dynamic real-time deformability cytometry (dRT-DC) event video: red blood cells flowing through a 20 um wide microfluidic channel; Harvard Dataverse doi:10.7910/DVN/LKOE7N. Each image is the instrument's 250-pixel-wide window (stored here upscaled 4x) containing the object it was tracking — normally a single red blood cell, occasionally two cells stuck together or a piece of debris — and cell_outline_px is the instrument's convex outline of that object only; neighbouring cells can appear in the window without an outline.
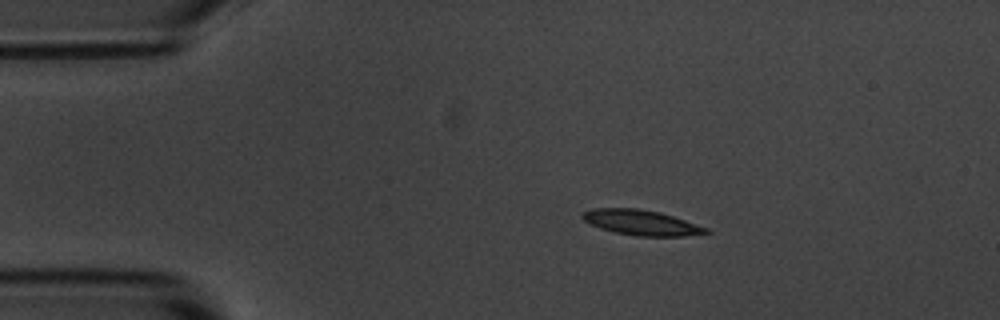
{"species": "common noctule bat (a hibernating species)", "species_latin": "Nyctalus noctula", "temperature_condition": "room temperature", "stored_images_in_passage": 4, "camera_frame_rate_fps": 3000, "um_per_image_px": 0.085, "animal": {"sex": "male", "body_mass_g": 20.1, "forearm_length_mm": 53.5}, "frame": {"image": 1, "passage_image": 2, "time_ms": 1.333, "image_size_px": [1000, 320], "cell_outline_px": [[712, 232], [684, 236], [636, 236], [616, 232], [600, 228], [584, 220], [580, 216], [584, 212], [592, 208], [636, 208], [660, 212], [708, 228]], "centroid_in_image_um": [54.51, 18.92], "position_along_channel_um": 30.5, "area_um2": 17.98}}
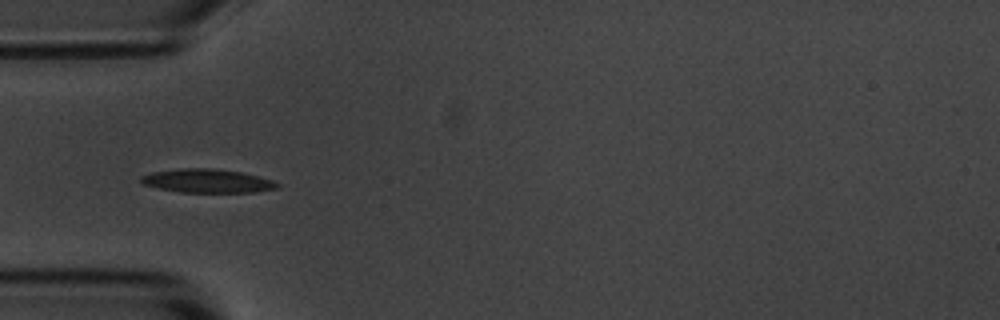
{"frame": {"image": 2, "passage_image": 4, "time_ms": 3.667, "image_size_px": [1000, 320], "cell_outline_px": [[280, 188], [256, 192], [180, 192], [160, 188], [144, 184], [140, 180], [140, 176], [152, 172], [176, 168], [212, 168], [240, 172], [272, 180], [280, 184]], "centroid_in_image_um": [17.63, 15.37], "position_along_channel_um": 67.4, "area_um2": 18.73}}